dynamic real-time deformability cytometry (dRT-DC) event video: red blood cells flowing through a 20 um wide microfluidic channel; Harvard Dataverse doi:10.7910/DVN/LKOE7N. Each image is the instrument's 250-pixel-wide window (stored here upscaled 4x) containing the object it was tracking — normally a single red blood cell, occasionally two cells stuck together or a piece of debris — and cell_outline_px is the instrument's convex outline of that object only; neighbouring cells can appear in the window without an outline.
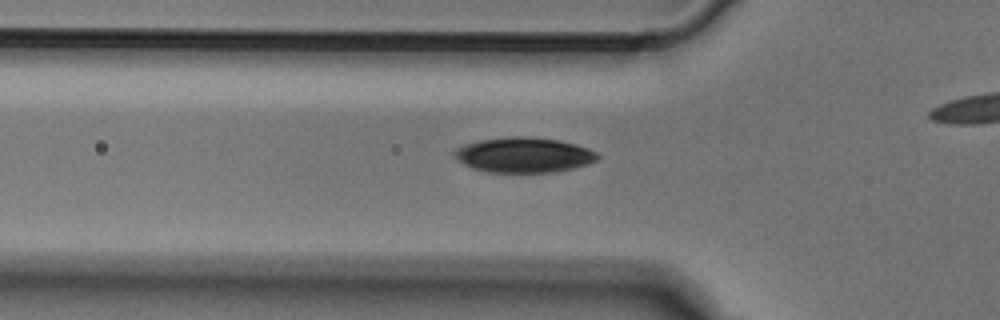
{"species": "Egyptian fruit bat (a non-hibernating species)", "species_latin": "Rousettus aegyptiacus", "temperature_condition": "cold", "stored_images_in_passage": 26, "camera_frame_rate_fps": 3000, "um_per_image_px": 0.085, "animal": {"sex": "male"}, "frame": {"image": 1, "passage_image": 2, "time_ms": 0.333, "image_size_px": [1000, 320], "cell_outline_px": [[600, 156], [596, 160], [588, 164], [572, 168], [552, 172], [488, 172], [472, 168], [456, 160], [452, 156], [452, 152], [456, 148], [464, 144], [480, 140], [512, 136], [524, 136], [556, 140], [576, 144], [588, 148], [596, 152]], "centroid_in_image_um": [44.48, 13.17], "position_along_channel_um": 81.3, "area_um2": 29.3}}
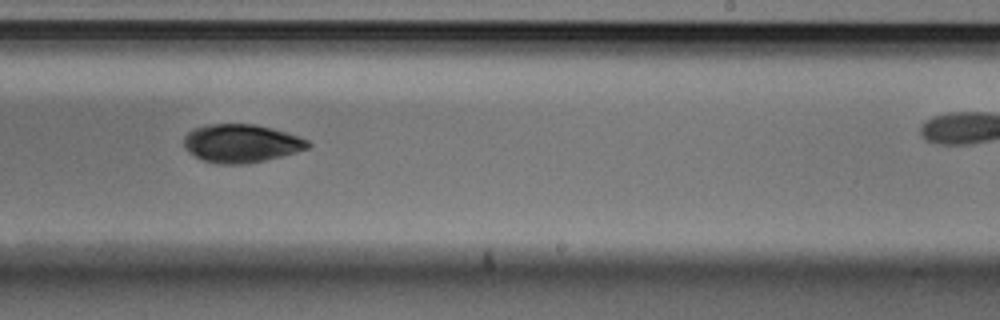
{"frame": {"image": 2, "passage_image": 16, "time_ms": 5.0, "image_size_px": [1000, 320], "cell_outline_px": [[312, 144], [308, 148], [296, 152], [264, 160], [244, 164], [216, 164], [204, 160], [188, 152], [184, 148], [184, 136], [192, 128], [208, 124], [256, 124], [272, 128], [300, 136], [308, 140]], "centroid_in_image_um": [20.49, 12.17], "position_along_channel_um": 268.5, "area_um2": 27.74}}
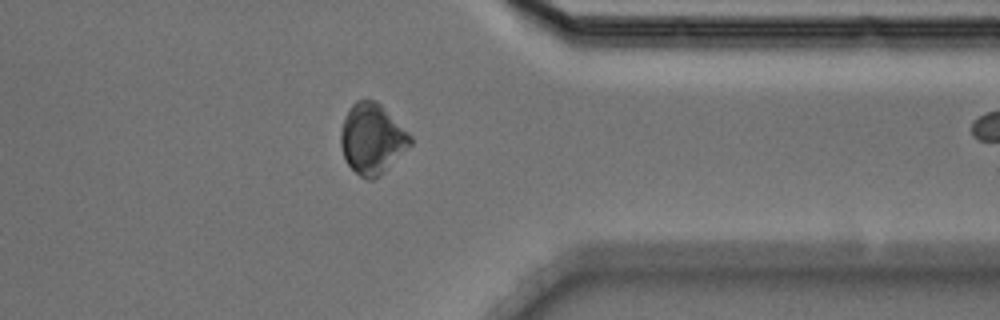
{"frame": {"image": 3, "passage_image": 25, "time_ms": 8.0, "image_size_px": [1000, 320], "cell_outline_px": [[412, 144], [380, 176], [372, 180], [368, 180], [360, 176], [344, 160], [340, 144], [340, 132], [344, 116], [352, 104], [356, 100], [376, 100], [412, 136]], "centroid_in_image_um": [31.61, 11.8], "position_along_channel_um": 379.8, "area_um2": 28.55}}